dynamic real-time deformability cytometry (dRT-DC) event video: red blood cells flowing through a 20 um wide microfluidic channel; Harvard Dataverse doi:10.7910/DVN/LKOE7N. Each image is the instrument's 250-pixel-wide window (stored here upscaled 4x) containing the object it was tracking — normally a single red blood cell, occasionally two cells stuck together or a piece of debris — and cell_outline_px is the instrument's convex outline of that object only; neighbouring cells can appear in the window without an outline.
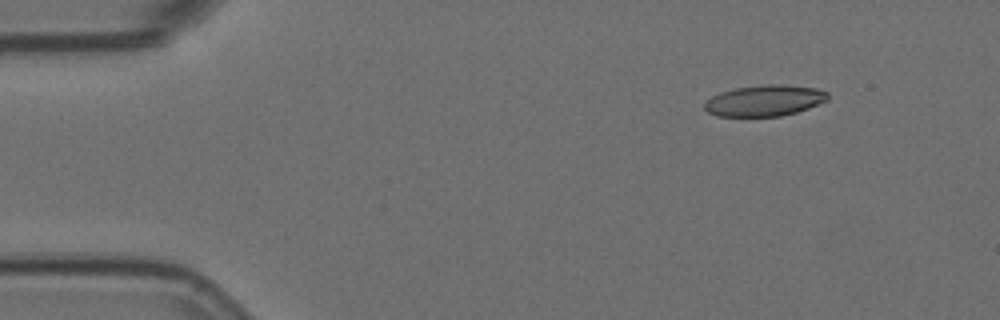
{"species": "Egyptian fruit bat (a non-hibernating species)", "species_latin": "Rousettus aegyptiacus", "temperature_condition": "room temperature", "stored_images_in_passage": 5, "camera_frame_rate_fps": 3000, "um_per_image_px": 0.085, "animal": {"sex": "female"}, "frame": {"image": 1, "passage_image": 1, "time_ms": 0.0, "image_size_px": [1000, 320], "cell_outline_px": [[828, 100], [808, 108], [796, 112], [780, 116], [716, 116], [708, 112], [704, 108], [704, 104], [712, 96], [720, 92], [736, 88], [764, 84], [780, 84], [816, 88], [828, 92]], "centroid_in_image_um": [64.99, 8.55], "position_along_channel_um": 20.0, "area_um2": 22.25}}